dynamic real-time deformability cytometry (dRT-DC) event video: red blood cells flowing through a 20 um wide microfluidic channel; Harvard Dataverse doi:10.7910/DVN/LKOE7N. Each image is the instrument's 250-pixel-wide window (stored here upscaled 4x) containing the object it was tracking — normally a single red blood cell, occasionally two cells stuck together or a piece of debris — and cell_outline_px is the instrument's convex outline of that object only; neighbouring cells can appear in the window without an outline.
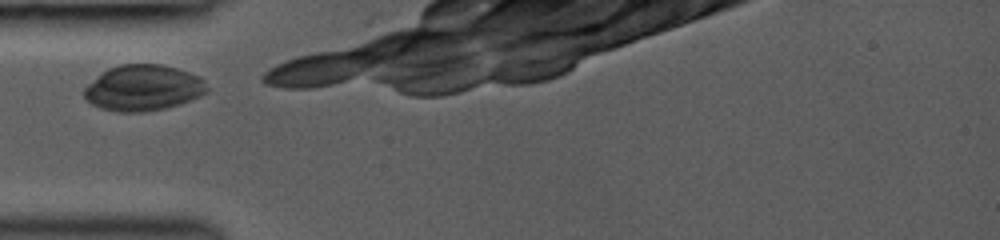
{"species": "common noctule bat (a hibernating species)", "species_latin": "Nyctalus noctula", "temperature_condition": "room temperature", "stored_images_in_passage": 3, "camera_frame_rate_fps": 3000, "um_per_image_px": 0.085, "animal": {"sex": "female", "body_mass_g": 19.0, "forearm_length_mm": 53.3}, "frame": {"image": 1, "passage_image": 1, "time_ms": 0.0, "image_size_px": [1000, 240], "cell_outline_px": [[208, 92], [200, 96], [180, 104], [164, 108], [144, 112], [116, 112], [100, 108], [92, 104], [84, 96], [84, 88], [88, 84], [108, 68], [120, 64], [160, 64], [176, 68], [200, 76], [204, 80], [208, 88]], "centroid_in_image_um": [12.19, 7.47], "position_along_channel_um": 72.8, "area_um2": 32.83}}